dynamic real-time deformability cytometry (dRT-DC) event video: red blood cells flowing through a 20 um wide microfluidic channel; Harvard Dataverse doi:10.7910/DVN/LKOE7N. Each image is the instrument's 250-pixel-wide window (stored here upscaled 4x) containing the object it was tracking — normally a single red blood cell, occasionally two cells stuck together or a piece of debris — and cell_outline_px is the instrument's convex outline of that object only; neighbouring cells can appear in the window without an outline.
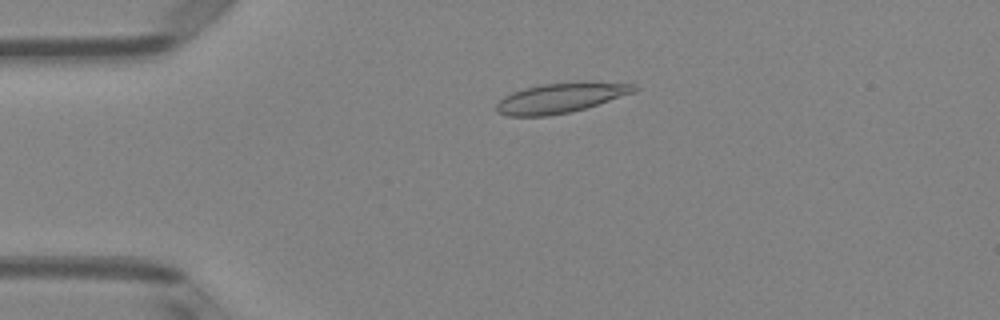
{"species": "Egyptian fruit bat (a non-hibernating species)", "species_latin": "Rousettus aegyptiacus", "temperature_condition": "room temperature", "stored_images_in_passage": 51, "camera_frame_rate_fps": 3000, "um_per_image_px": 0.085, "animal": {"sex": "female"}, "frame": {"image": 1, "passage_image": 12, "time_ms": 3.667, "image_size_px": [1000, 320], "cell_outline_px": [[640, 88], [636, 92], [584, 108], [568, 112], [548, 116], [508, 116], [496, 112], [496, 104], [504, 96], [512, 92], [524, 88], [540, 84], [576, 80], [588, 80], [636, 84]], "centroid_in_image_um": [47.7, 8.28], "position_along_channel_um": 37.3, "area_um2": 24.62}}
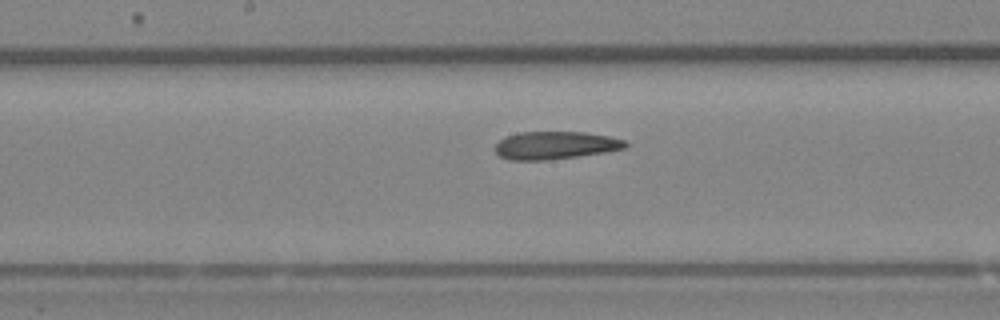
{"frame": {"image": 2, "passage_image": 27, "time_ms": 8.667, "image_size_px": [1000, 320], "cell_outline_px": [[628, 148], [604, 152], [548, 160], [508, 160], [500, 156], [496, 152], [496, 144], [504, 136], [520, 132], [588, 132], [608, 136], [624, 140], [628, 144]], "centroid_in_image_um": [47.2, 12.35], "position_along_channel_um": 201.0, "area_um2": 21.1}}
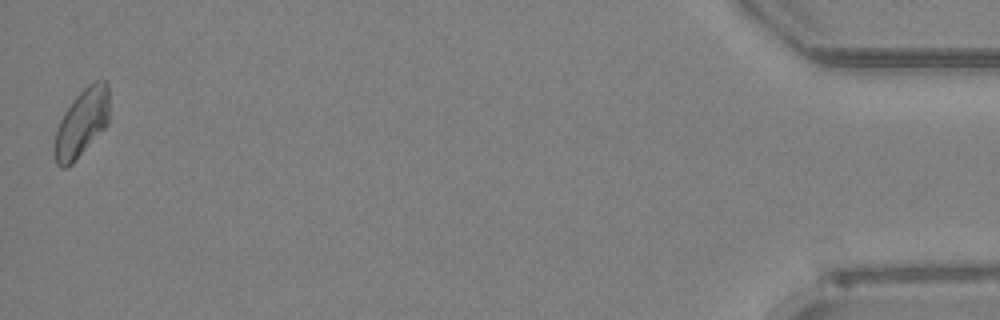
{"frame": {"image": 3, "passage_image": 51, "time_ms": 16.667, "image_size_px": [1000, 320], "cell_outline_px": [[108, 124], [72, 164], [64, 168], [60, 168], [56, 164], [52, 152], [52, 148], [56, 128], [64, 112], [72, 100], [92, 80], [108, 80]], "centroid_in_image_um": [6.91, 10.46], "position_along_channel_um": 428.3, "area_um2": 21.96}}